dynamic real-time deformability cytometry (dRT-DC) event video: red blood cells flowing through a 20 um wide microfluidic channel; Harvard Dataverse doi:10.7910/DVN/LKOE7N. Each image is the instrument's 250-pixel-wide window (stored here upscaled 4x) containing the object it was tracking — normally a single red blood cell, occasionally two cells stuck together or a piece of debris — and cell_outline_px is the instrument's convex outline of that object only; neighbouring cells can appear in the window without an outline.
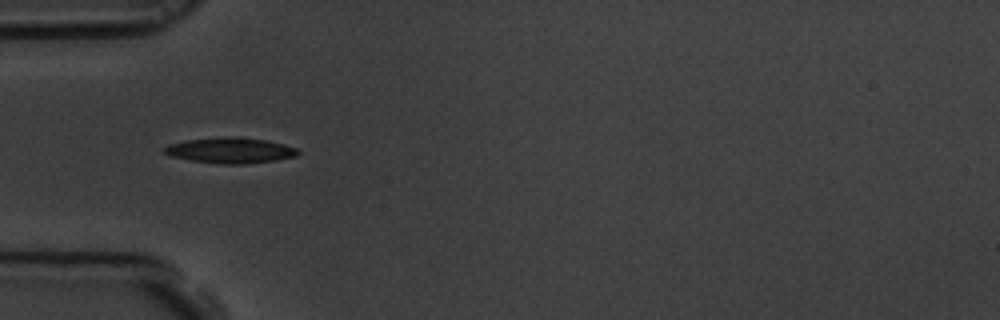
{"species": "common noctule bat (a hibernating species)", "species_latin": "Nyctalus noctula", "temperature_condition": "room temperature", "stored_images_in_passage": 41, "camera_frame_rate_fps": 3000, "um_per_image_px": 0.085, "animal": {"sex": "male", "body_mass_g": 19.5, "forearm_length_mm": 54.6}, "frame": {"image": 1, "passage_image": 1, "time_ms": 0.0, "image_size_px": [1000, 320], "cell_outline_px": [[300, 152], [296, 156], [276, 160], [244, 164], [220, 164], [192, 160], [168, 156], [164, 152], [164, 148], [168, 144], [188, 140], [224, 136], [236, 136], [264, 140], [284, 144], [296, 148]], "centroid_in_image_um": [19.57, 12.78], "position_along_channel_um": 65.4, "area_um2": 19.94}}
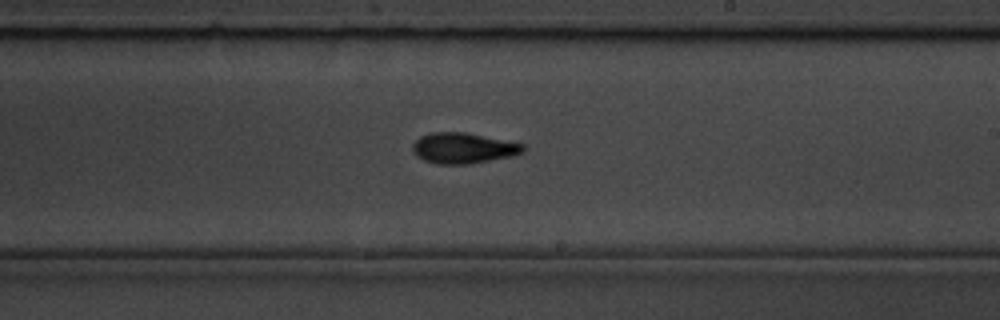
{"frame": {"image": 2, "passage_image": 17, "time_ms": 5.333, "image_size_px": [1000, 320], "cell_outline_px": [[524, 152], [512, 156], [472, 164], [436, 164], [424, 160], [416, 156], [412, 152], [412, 144], [420, 136], [432, 132], [464, 132], [524, 144]], "centroid_in_image_um": [39.35, 12.6], "position_along_channel_um": 249.7, "area_um2": 19.83}}
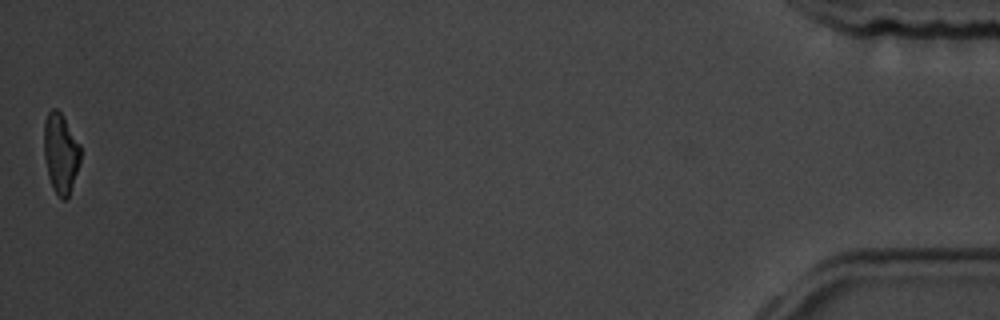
{"frame": {"image": 3, "passage_image": 41, "time_ms": 13.333, "image_size_px": [1000, 320], "cell_outline_px": [[80, 160], [68, 196], [64, 200], [52, 188], [48, 176], [44, 156], [44, 120], [48, 112], [52, 108], [56, 108], [60, 112], [80, 144]], "centroid_in_image_um": [5.13, 12.98], "position_along_channel_um": 430.1, "area_um2": 16.7}, "authors_computed_cell_mechanics": {"area_um2": 18.6116, "velocity_mm_per_s": 3.4678, "shape_relaxation_time_tau1_ms": 3.2846, "shape_relaxation_time_tau2_ms": 7.3415, "deformation_change_tau1": 0.1572, "deformation_change_tau2": 0.1469}}